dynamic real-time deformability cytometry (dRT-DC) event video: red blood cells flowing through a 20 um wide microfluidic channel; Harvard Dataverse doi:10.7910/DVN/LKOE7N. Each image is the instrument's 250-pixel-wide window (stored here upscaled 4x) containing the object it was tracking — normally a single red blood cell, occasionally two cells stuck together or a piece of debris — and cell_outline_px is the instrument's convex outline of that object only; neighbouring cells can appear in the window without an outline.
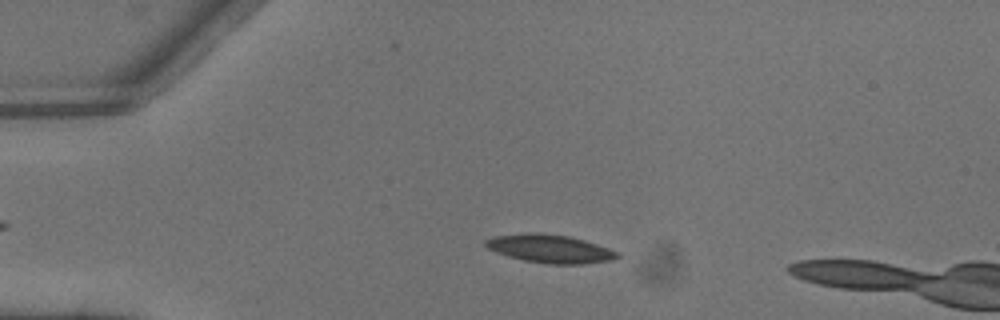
{"species": "common noctule bat (a hibernating species)", "species_latin": "Nyctalus noctula", "temperature_condition": "warm", "stored_images_in_passage": 2, "camera_frame_rate_fps": 3000, "um_per_image_px": 0.085, "animal": {"sex": "male", "body_mass_g": 13.3}, "frame": {"image": 1, "passage_image": 2, "time_ms": 0.333, "image_size_px": [1000, 320], "cell_outline_px": [[620, 256], [612, 260], [584, 264], [548, 264], [524, 260], [508, 256], [496, 252], [488, 248], [484, 244], [484, 240], [496, 236], [528, 232], [536, 232], [568, 236], [584, 240], [620, 252]], "centroid_in_image_um": [46.76, 21.14], "position_along_channel_um": 38.2, "area_um2": 21.68}}